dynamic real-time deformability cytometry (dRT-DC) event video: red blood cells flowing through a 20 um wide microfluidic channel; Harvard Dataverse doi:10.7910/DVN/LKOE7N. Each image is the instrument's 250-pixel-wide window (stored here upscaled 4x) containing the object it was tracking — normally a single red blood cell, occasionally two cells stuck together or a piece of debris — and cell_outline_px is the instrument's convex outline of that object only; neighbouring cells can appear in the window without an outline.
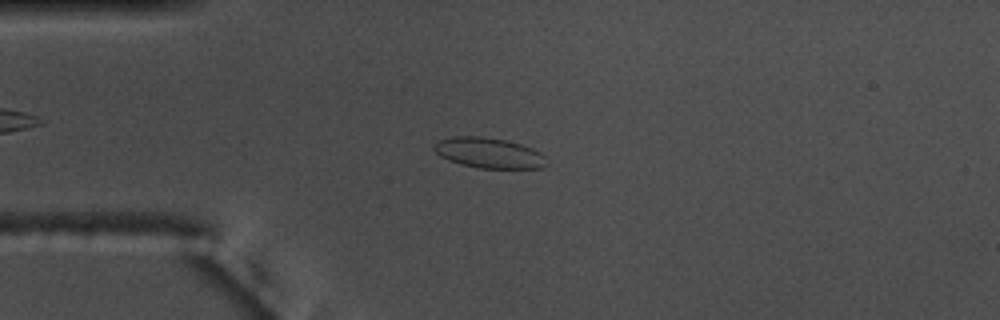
{"species": "common noctule bat (a hibernating species)", "species_latin": "Nyctalus noctula", "temperature_condition": "warm", "stored_images_in_passage": 54, "camera_frame_rate_fps": 3000, "um_per_image_px": 0.085, "animal": {"sex": "male", "body_mass_g": 17.5, "forearm_length_mm": 52.3}, "frame": {"image": 1, "passage_image": 13, "time_ms": 4.0, "image_size_px": [1000, 320], "cell_outline_px": [[548, 164], [544, 168], [480, 168], [460, 164], [448, 160], [440, 156], [432, 148], [432, 144], [440, 140], [452, 136], [480, 136], [504, 140], [520, 144], [532, 148], [540, 152], [544, 156]], "centroid_in_image_um": [41.54, 13.0], "position_along_channel_um": 43.5, "area_um2": 20.0}}
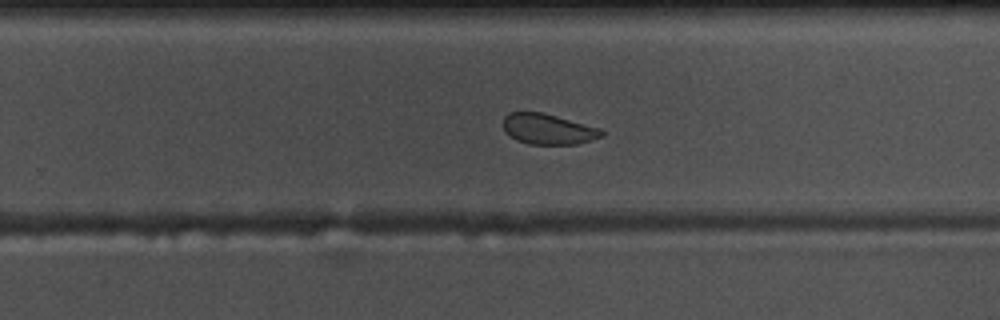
{"frame": {"image": 2, "passage_image": 34, "time_ms": 11.0, "image_size_px": [1000, 320], "cell_outline_px": [[604, 136], [576, 144], [528, 144], [516, 140], [504, 128], [504, 116], [508, 112], [544, 112], [600, 128], [604, 132]], "centroid_in_image_um": [46.61, 10.96], "position_along_channel_um": 283.2, "area_um2": 17.46}}
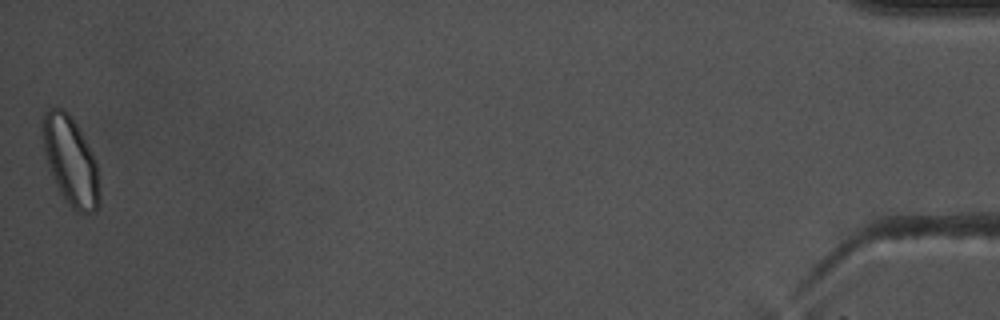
{"frame": {"image": 3, "passage_image": 54, "time_ms": 17.667, "image_size_px": [1000, 320], "cell_outline_px": [[100, 208], [96, 212], [76, 212], [68, 204], [48, 164], [44, 148], [44, 112], [48, 108], [56, 104], [64, 108], [68, 112], [76, 124], [96, 164], [100, 196]], "centroid_in_image_um": [6.02, 13.67], "position_along_channel_um": 429.2, "area_um2": 28.38}, "authors_computed_cell_mechanics": {"area_um2": 19.7965, "velocity_mm_per_s": 3.696, "shape_relaxation_time_tau1_ms": 2.4798, "shape_relaxation_time_tau2_ms": 1.1048, "deformation_change_tau1": 0.1008, "deformation_change_tau2": 0.0678}}